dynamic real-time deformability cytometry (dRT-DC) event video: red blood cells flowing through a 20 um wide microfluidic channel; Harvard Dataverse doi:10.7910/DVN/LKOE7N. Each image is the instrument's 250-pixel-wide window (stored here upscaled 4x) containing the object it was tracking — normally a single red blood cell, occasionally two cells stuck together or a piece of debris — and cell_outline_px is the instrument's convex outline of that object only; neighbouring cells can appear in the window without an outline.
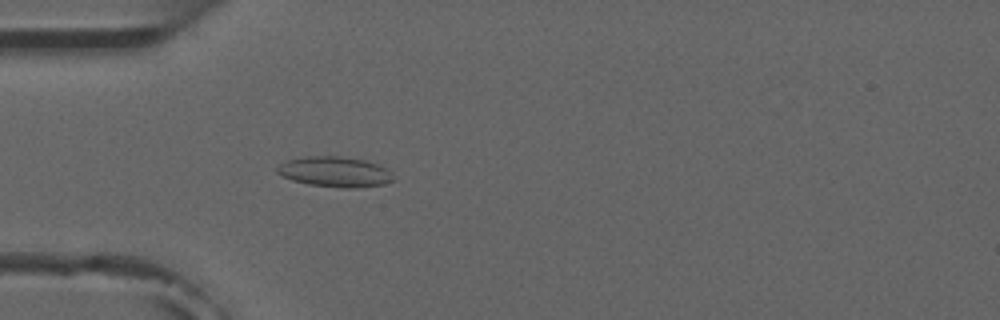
{"species": "common noctule bat (a hibernating species)", "species_latin": "Nyctalus noctula", "temperature_condition": "room temperature", "stored_images_in_passage": 4, "camera_frame_rate_fps": 3000, "um_per_image_px": 0.085, "animal": {"sex": "male", "forearm_length_mm": 52.5}, "frame": {"image": 1, "passage_image": 4, "time_ms": 4.333, "image_size_px": [1000, 320], "cell_outline_px": [[396, 180], [384, 184], [356, 188], [344, 188], [308, 184], [292, 180], [276, 172], [276, 168], [280, 164], [288, 160], [308, 156], [340, 156], [364, 160], [376, 164], [392, 172]], "centroid_in_image_um": [28.49, 14.61], "position_along_channel_um": 56.5, "area_um2": 20.46}}